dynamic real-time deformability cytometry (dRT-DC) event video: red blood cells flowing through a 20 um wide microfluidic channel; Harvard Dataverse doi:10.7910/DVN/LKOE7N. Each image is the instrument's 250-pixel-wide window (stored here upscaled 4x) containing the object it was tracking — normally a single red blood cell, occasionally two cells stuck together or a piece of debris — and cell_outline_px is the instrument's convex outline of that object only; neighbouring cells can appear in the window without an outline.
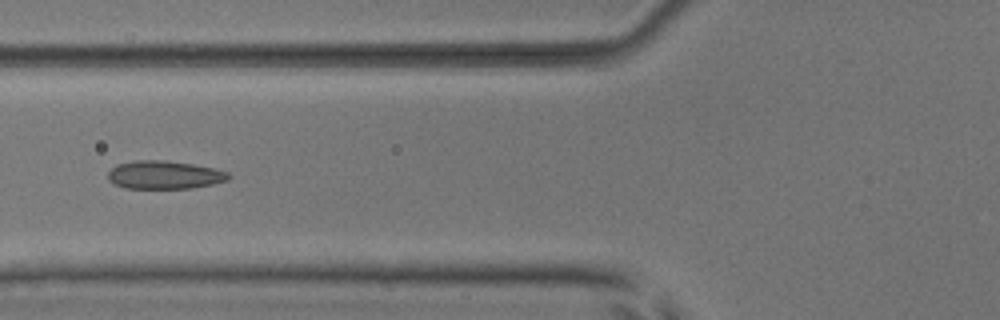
{"species": "common noctule bat (a hibernating species)", "species_latin": "Nyctalus noctula", "temperature_condition": "room temperature", "stored_images_in_passage": 3, "camera_frame_rate_fps": 3000, "um_per_image_px": 0.085, "animal": {"sex": "male", "body_mass_g": 17.9, "forearm_length_mm": 54.2}, "frame": {"image": 1, "passage_image": 3, "time_ms": 0.667, "image_size_px": [1000, 320], "cell_outline_px": [[232, 176], [228, 180], [212, 184], [192, 188], [124, 188], [112, 184], [108, 180], [108, 172], [116, 164], [132, 160], [164, 160], [192, 164], [216, 168], [228, 172]], "centroid_in_image_um": [13.96, 14.86], "position_along_channel_um": 111.8, "area_um2": 20.06}}